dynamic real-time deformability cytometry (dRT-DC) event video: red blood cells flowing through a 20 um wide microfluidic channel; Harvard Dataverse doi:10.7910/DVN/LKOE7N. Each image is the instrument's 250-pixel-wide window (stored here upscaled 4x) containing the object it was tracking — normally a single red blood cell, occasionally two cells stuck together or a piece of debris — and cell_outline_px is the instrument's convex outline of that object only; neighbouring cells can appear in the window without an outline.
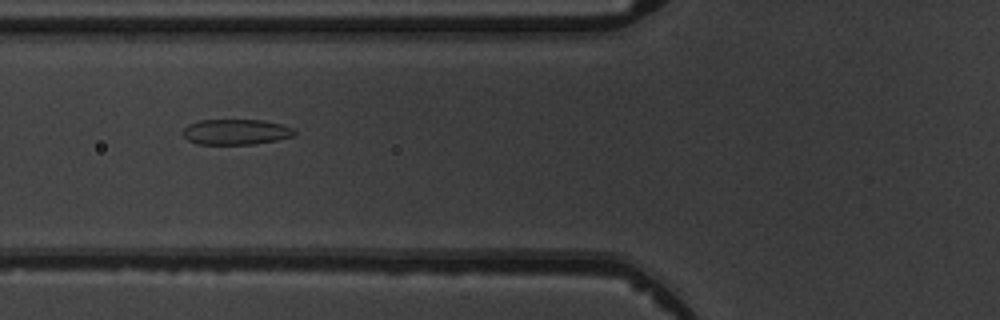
{"species": "common noctule bat (a hibernating species)", "species_latin": "Nyctalus noctula", "temperature_condition": "warm", "stored_images_in_passage": 4, "camera_frame_rate_fps": 3000, "um_per_image_px": 0.085, "animal": {"sex": "male", "body_mass_g": 19.5, "forearm_length_mm": 54.6}, "frame": {"image": 1, "passage_image": 3, "time_ms": 2.333, "image_size_px": [1000, 320], "cell_outline_px": [[296, 132], [292, 136], [276, 140], [252, 144], [196, 144], [188, 140], [180, 132], [188, 124], [200, 120], [260, 120], [280, 124], [292, 128]], "centroid_in_image_um": [19.99, 11.21], "position_along_channel_um": 105.8, "area_um2": 16.47}}
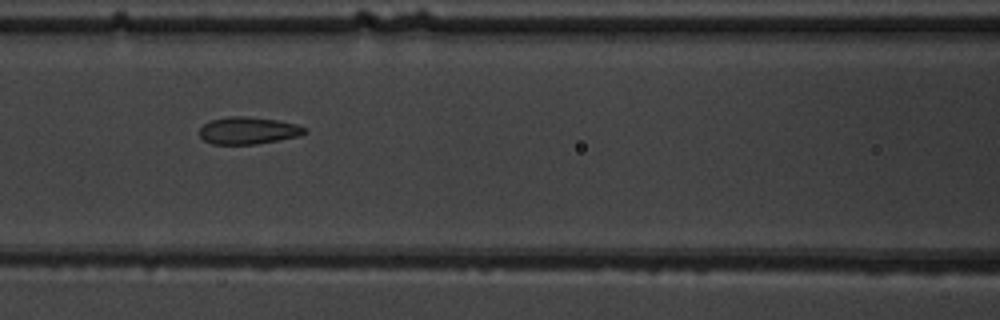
{"frame": {"image": 2, "passage_image": 4, "time_ms": 3.333, "image_size_px": [1000, 320], "cell_outline_px": [[308, 132], [300, 136], [256, 144], [212, 144], [204, 140], [200, 136], [200, 128], [204, 124], [212, 120], [228, 116], [244, 116], [276, 120], [296, 124], [308, 128]], "centroid_in_image_um": [21.13, 11.1], "position_along_channel_um": 145.5, "area_um2": 16.65}}